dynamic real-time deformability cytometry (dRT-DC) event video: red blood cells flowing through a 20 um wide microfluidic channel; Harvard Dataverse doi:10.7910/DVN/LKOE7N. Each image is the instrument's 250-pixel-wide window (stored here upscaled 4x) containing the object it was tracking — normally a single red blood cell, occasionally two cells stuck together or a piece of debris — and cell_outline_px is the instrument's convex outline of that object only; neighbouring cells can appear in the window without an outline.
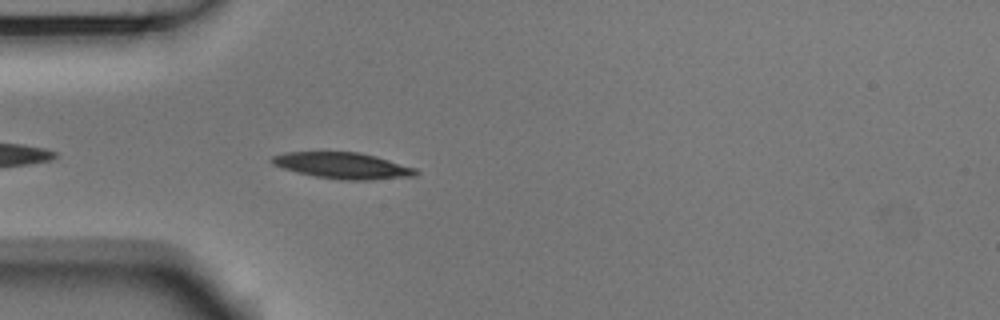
{"species": "Egyptian fruit bat (a non-hibernating species)", "species_latin": "Rousettus aegyptiacus", "temperature_condition": "room temperature", "stored_images_in_passage": 21, "camera_frame_rate_fps": 3000, "um_per_image_px": 0.085, "animal": {"sex": "male"}, "frame": {"image": 1, "passage_image": 4, "time_ms": 1.0, "image_size_px": [1000, 320], "cell_outline_px": [[412, 172], [384, 176], [328, 176], [308, 172], [292, 168], [280, 164], [276, 160], [284, 156], [304, 152], [348, 152], [368, 156], [408, 168]], "centroid_in_image_um": [29.0, 13.98], "position_along_channel_um": 56.0, "area_um2": 16.59}}
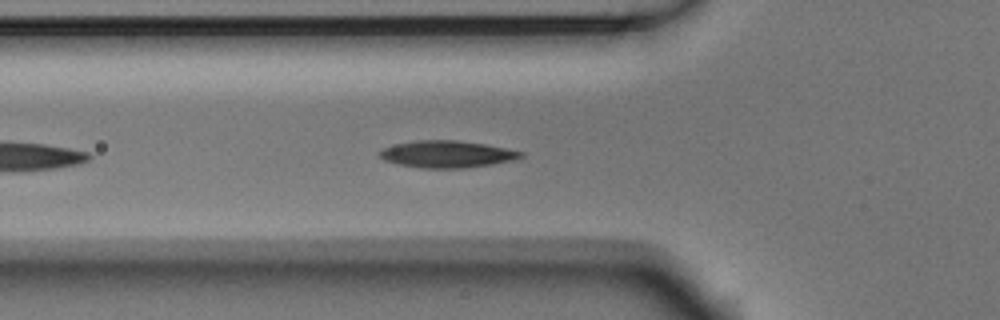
{"frame": {"image": 2, "passage_image": 7, "time_ms": 2.0, "image_size_px": [1000, 320], "cell_outline_px": [[516, 156], [500, 160], [476, 164], [416, 164], [396, 160], [384, 156], [384, 152], [392, 148], [408, 144], [472, 144], [496, 148], [516, 152]], "centroid_in_image_um": [38.04, 13.09], "position_along_channel_um": 87.8, "area_um2": 15.43}}
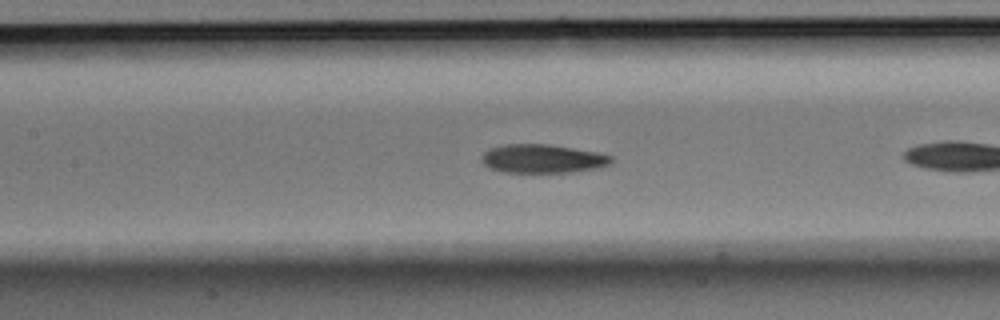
{"frame": {"image": 3, "passage_image": 10, "time_ms": 3.0, "image_size_px": [1000, 320], "cell_outline_px": [[608, 160], [596, 164], [568, 168], [504, 168], [492, 164], [488, 160], [488, 156], [492, 152], [508, 148], [560, 148], [604, 156]], "centroid_in_image_um": [46.14, 13.46], "position_along_channel_um": 161.3, "area_um2": 14.1}}